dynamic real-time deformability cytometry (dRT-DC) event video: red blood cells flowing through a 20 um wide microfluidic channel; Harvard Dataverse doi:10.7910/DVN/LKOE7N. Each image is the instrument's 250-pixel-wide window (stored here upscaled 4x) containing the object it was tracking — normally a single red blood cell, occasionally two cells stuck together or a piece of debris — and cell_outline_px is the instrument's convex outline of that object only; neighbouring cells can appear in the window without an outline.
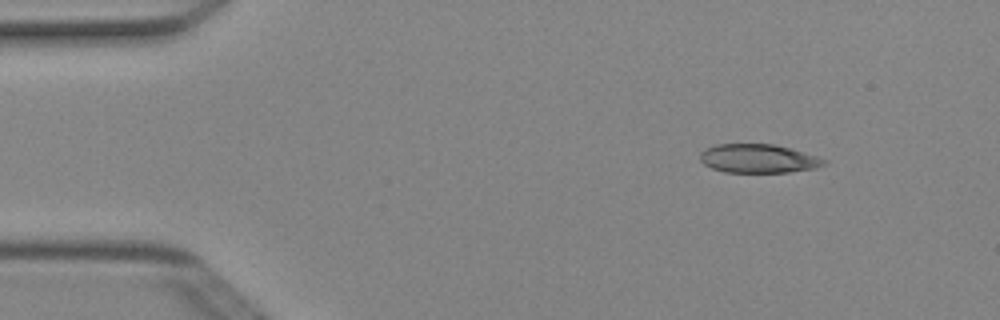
{"species": "Egyptian fruit bat (a non-hibernating species)", "species_latin": "Rousettus aegyptiacus", "temperature_condition": "cold", "stored_images_in_passage": 3, "camera_frame_rate_fps": 3000, "um_per_image_px": 0.085, "animal": {"sex": "female"}, "frame": {"image": 1, "passage_image": 1, "time_ms": 0.0, "image_size_px": [1000, 320], "cell_outline_px": [[828, 160], [824, 164], [816, 168], [788, 172], [724, 172], [712, 168], [704, 164], [700, 160], [700, 152], [716, 144], [772, 144], [792, 148]], "centroid_in_image_um": [64.46, 13.47], "position_along_channel_um": 20.5, "area_um2": 20.69}}